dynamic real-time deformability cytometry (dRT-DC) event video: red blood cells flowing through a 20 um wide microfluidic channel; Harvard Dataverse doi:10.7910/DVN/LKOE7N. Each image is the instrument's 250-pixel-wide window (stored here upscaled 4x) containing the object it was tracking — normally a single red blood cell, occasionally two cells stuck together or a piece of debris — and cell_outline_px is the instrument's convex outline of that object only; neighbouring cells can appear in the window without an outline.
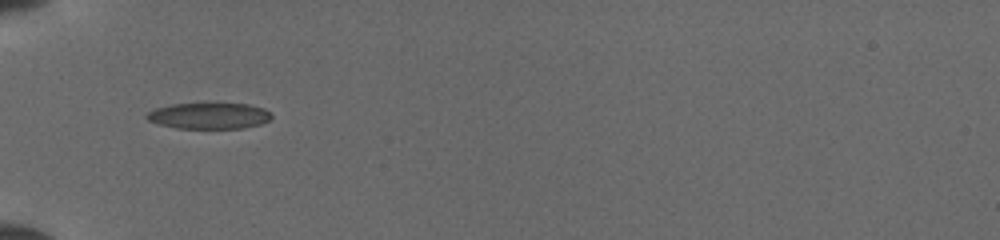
{"species": "common noctule bat (a hibernating species)", "species_latin": "Nyctalus noctula", "temperature_condition": "cold", "stored_images_in_passage": 38, "camera_frame_rate_fps": 3000, "um_per_image_px": 0.085, "animal": {"sex": "female", "body_mass_g": 19.5, "forearm_length_mm": 54.1}, "frame": {"image": 1, "passage_image": 1, "time_ms": 0.0, "image_size_px": [1000, 240], "cell_outline_px": [[272, 116], [268, 120], [260, 124], [244, 128], [176, 128], [160, 124], [148, 120], [144, 116], [148, 112], [156, 108], [172, 104], [204, 100], [248, 104], [264, 108]], "centroid_in_image_um": [17.75, 9.78], "position_along_channel_um": 67.2, "area_um2": 19.83}}
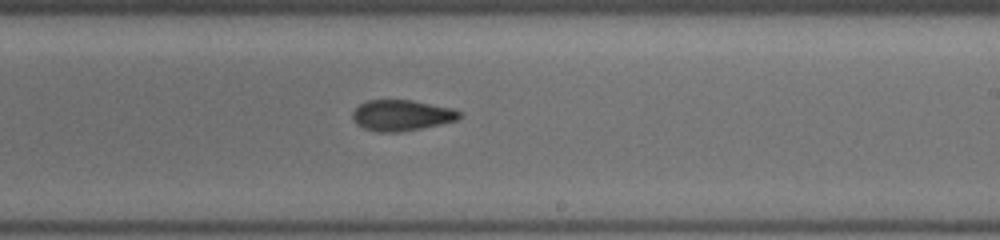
{"frame": {"image": 2, "passage_image": 18, "time_ms": 4.667, "image_size_px": [1000, 240], "cell_outline_px": [[460, 116], [456, 120], [440, 124], [400, 132], [376, 132], [364, 128], [356, 124], [352, 116], [352, 112], [360, 104], [368, 100], [412, 100], [456, 108], [460, 112]], "centroid_in_image_um": [34.14, 9.79], "position_along_channel_um": 254.9, "area_um2": 19.25}}
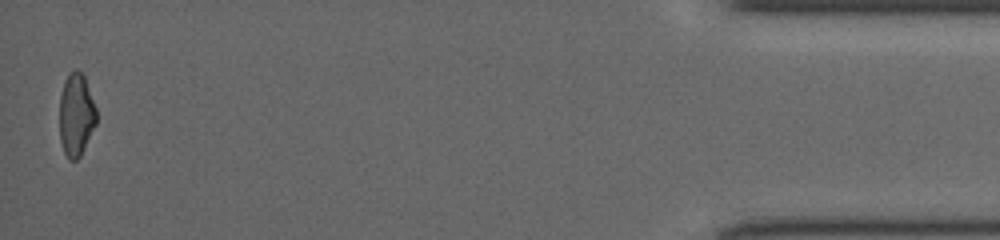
{"frame": {"image": 3, "passage_image": 38, "time_ms": 10.667, "image_size_px": [1000, 240], "cell_outline_px": [[96, 124], [80, 156], [76, 160], [68, 160], [64, 152], [60, 140], [60, 96], [64, 80], [68, 72], [76, 68], [84, 76], [96, 108]], "centroid_in_image_um": [6.46, 9.74], "position_along_channel_um": 428.7, "area_um2": 17.8}}